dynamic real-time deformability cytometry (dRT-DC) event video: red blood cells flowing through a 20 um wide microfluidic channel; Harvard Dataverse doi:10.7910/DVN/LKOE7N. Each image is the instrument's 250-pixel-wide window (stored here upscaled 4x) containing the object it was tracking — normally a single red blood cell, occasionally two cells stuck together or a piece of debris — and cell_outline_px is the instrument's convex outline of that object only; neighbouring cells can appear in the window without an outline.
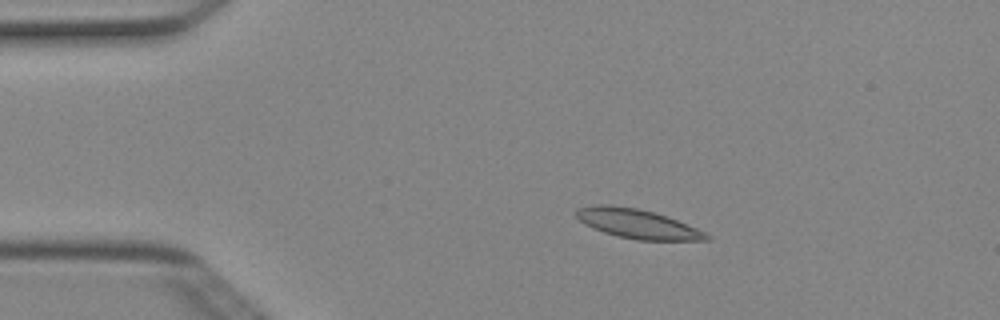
{"species": "Egyptian fruit bat (a non-hibernating species)", "species_latin": "Rousettus aegyptiacus", "temperature_condition": "cold", "stored_images_in_passage": 6, "camera_frame_rate_fps": 3000, "um_per_image_px": 0.085, "animal": {"sex": "female"}, "frame": {"image": 1, "passage_image": 3, "time_ms": 0.667, "image_size_px": [1000, 320], "cell_outline_px": [[712, 240], [636, 240], [616, 236], [592, 228], [584, 224], [572, 212], [576, 208], [596, 204], [612, 204], [636, 208], [668, 216], [696, 228], [712, 236]], "centroid_in_image_um": [54.14, 19.01], "position_along_channel_um": 30.9, "area_um2": 22.48}}
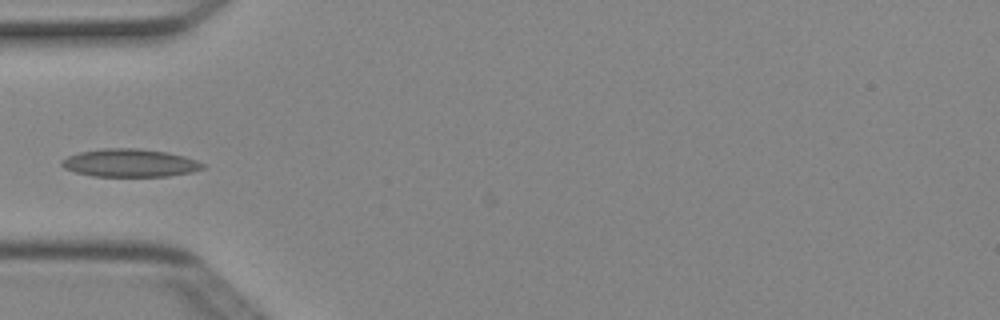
{"frame": {"image": 2, "passage_image": 5, "time_ms": 1.333, "image_size_px": [1000, 320], "cell_outline_px": [[208, 168], [192, 172], [168, 176], [92, 176], [76, 172], [64, 168], [60, 164], [60, 160], [68, 156], [80, 152], [100, 148], [140, 148], [168, 152], [184, 156], [196, 160], [204, 164]], "centroid_in_image_um": [11.06, 13.84], "position_along_channel_um": 73.9, "area_um2": 23.18}}